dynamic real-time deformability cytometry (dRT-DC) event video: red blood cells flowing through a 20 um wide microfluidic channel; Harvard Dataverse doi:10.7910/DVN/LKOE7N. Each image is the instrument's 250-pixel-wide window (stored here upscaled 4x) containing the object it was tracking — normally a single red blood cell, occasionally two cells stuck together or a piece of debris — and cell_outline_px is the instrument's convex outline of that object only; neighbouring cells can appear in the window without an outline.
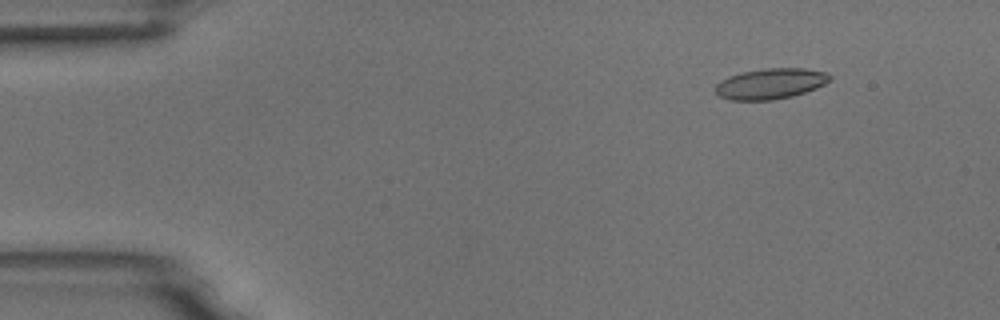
{"species": "common noctule bat (a hibernating species)", "species_latin": "Nyctalus noctula", "temperature_condition": "room temperature", "stored_images_in_passage": 38, "camera_frame_rate_fps": 3000, "um_per_image_px": 0.085, "animal": {"sex": "male", "body_mass_g": 18.8}, "frame": {"image": 1, "passage_image": 6, "time_ms": 1.667, "image_size_px": [1000, 320], "cell_outline_px": [[832, 80], [816, 88], [792, 96], [772, 100], [728, 100], [720, 96], [716, 92], [716, 84], [720, 80], [728, 76], [740, 72], [764, 68], [804, 68], [828, 72], [832, 76]], "centroid_in_image_um": [65.5, 7.1], "position_along_channel_um": 19.5, "area_um2": 20.63}}
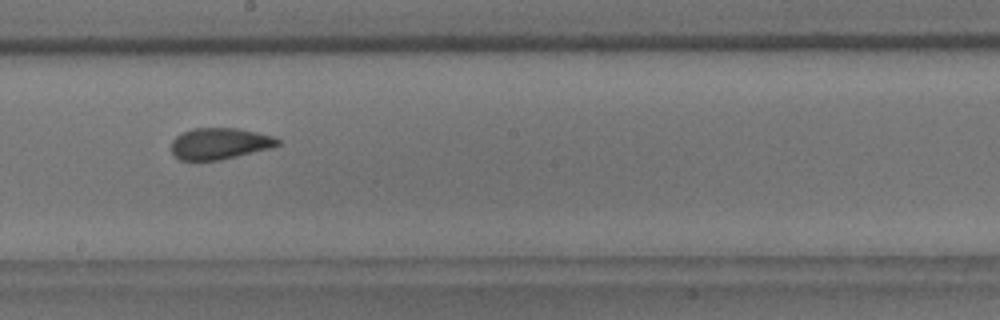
{"frame": {"image": 2, "passage_image": 30, "time_ms": 9.667, "image_size_px": [1000, 320], "cell_outline_px": [[280, 144], [268, 148], [220, 160], [180, 160], [172, 152], [172, 140], [176, 136], [192, 128], [236, 128], [276, 136], [280, 140]], "centroid_in_image_um": [18.67, 12.19], "position_along_channel_um": 229.5, "area_um2": 19.25}}
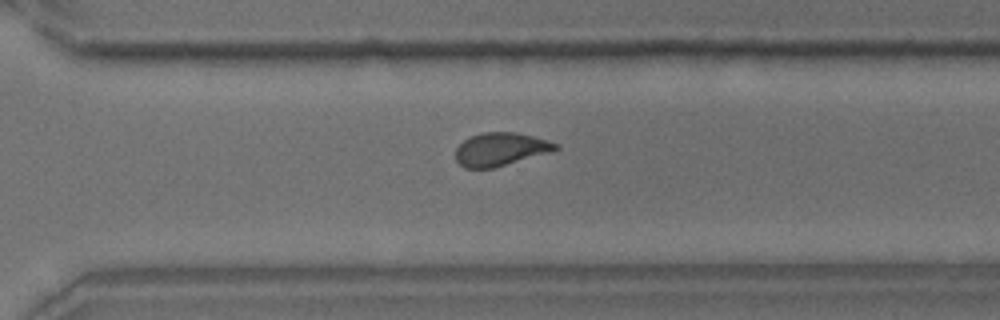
{"frame": {"image": 3, "passage_image": 38, "time_ms": 12.333, "image_size_px": [1000, 320], "cell_outline_px": [[560, 148], [552, 152], [492, 168], [464, 168], [456, 160], [456, 148], [464, 140], [472, 136], [484, 132], [516, 132], [532, 136], [560, 144]], "centroid_in_image_um": [42.57, 12.69], "position_along_channel_um": 328.0, "area_um2": 19.25}}